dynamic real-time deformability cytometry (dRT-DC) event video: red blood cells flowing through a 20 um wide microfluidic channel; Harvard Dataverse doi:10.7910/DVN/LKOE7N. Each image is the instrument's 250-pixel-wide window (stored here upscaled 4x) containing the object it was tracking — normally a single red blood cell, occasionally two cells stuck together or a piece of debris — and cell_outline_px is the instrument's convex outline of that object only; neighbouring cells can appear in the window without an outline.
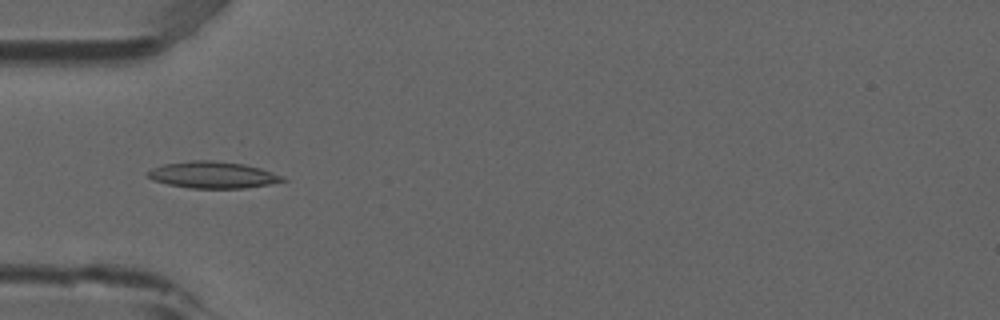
{"species": "common noctule bat (a hibernating species)", "species_latin": "Nyctalus noctula", "temperature_condition": "room temperature", "stored_images_in_passage": 4, "camera_frame_rate_fps": 3000, "um_per_image_px": 0.085, "animal": {"sex": "male", "forearm_length_mm": 52.5}, "frame": {"image": 1, "passage_image": 4, "time_ms": 1.0, "image_size_px": [1000, 320], "cell_outline_px": [[288, 180], [268, 184], [244, 188], [188, 188], [168, 184], [152, 180], [144, 172], [152, 168], [164, 164], [192, 160], [212, 160], [244, 164], [260, 168], [284, 176]], "centroid_in_image_um": [18.06, 14.86], "position_along_channel_um": 66.9, "area_um2": 20.98}}